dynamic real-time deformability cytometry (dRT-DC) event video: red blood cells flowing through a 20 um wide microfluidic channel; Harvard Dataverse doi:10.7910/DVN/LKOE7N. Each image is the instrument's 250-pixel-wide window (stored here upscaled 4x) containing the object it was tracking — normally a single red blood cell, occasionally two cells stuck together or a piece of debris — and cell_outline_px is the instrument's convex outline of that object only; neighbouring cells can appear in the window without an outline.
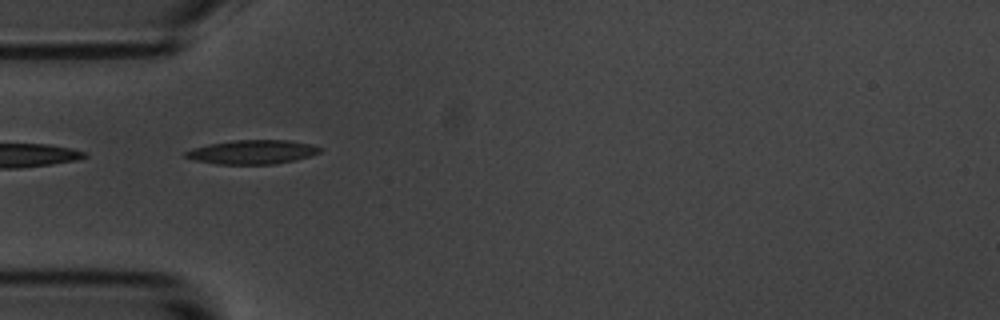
{"species": "common noctule bat (a hibernating species)", "species_latin": "Nyctalus noctula", "temperature_condition": "room temperature", "stored_images_in_passage": 41, "camera_frame_rate_fps": 3000, "um_per_image_px": 0.085, "animal": {"sex": "male", "body_mass_g": 20.1, "forearm_length_mm": 53.5}, "frame": {"image": 1, "passage_image": 1, "time_ms": 0.0, "image_size_px": [1000, 320], "cell_outline_px": [[324, 148], [320, 152], [296, 160], [272, 164], [216, 164], [196, 160], [184, 156], [184, 152], [208, 144], [232, 140], [288, 140], [312, 144]], "centroid_in_image_um": [21.49, 12.91], "position_along_channel_um": 63.5, "area_um2": 18.73}}
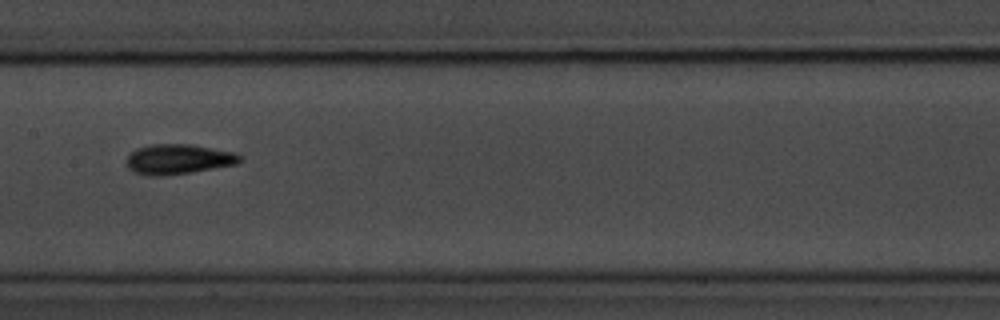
{"frame": {"image": 2, "passage_image": 12, "time_ms": 3.667, "image_size_px": [1000, 320], "cell_outline_px": [[240, 160], [236, 164], [192, 172], [164, 176], [148, 176], [136, 172], [128, 168], [128, 156], [136, 148], [152, 144], [188, 144], [232, 152], [240, 156]], "centroid_in_image_um": [15.12, 13.54], "position_along_channel_um": 192.3, "area_um2": 19.48}}
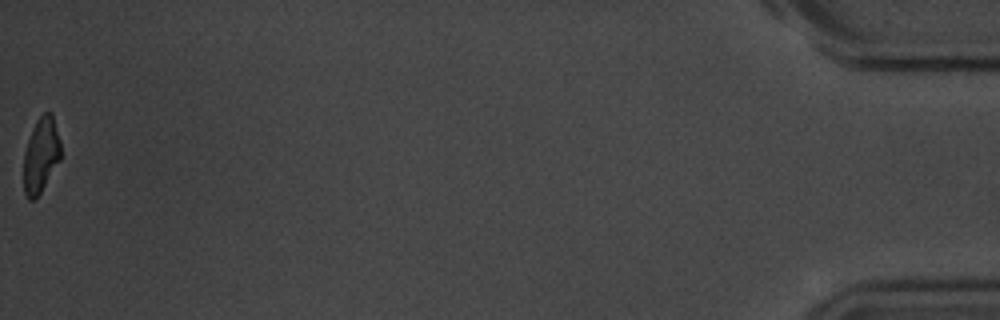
{"frame": {"image": 3, "passage_image": 41, "time_ms": 13.333, "image_size_px": [1000, 320], "cell_outline_px": [[60, 160], [36, 200], [28, 200], [24, 192], [24, 152], [32, 128], [36, 120], [44, 112], [52, 112], [60, 140]], "centroid_in_image_um": [3.48, 13.19], "position_along_channel_um": 431.7, "area_um2": 16.3}, "authors_computed_cell_mechanics": {"area_um2": 18.0914, "velocity_mm_per_s": 3.508, "shape_relaxation_time_tau1_ms": 2.8483, "shape_relaxation_time_tau2_ms": 3.0337, "deformation_change_tau1": 0.137, "deformation_change_tau2": 0.0938}}